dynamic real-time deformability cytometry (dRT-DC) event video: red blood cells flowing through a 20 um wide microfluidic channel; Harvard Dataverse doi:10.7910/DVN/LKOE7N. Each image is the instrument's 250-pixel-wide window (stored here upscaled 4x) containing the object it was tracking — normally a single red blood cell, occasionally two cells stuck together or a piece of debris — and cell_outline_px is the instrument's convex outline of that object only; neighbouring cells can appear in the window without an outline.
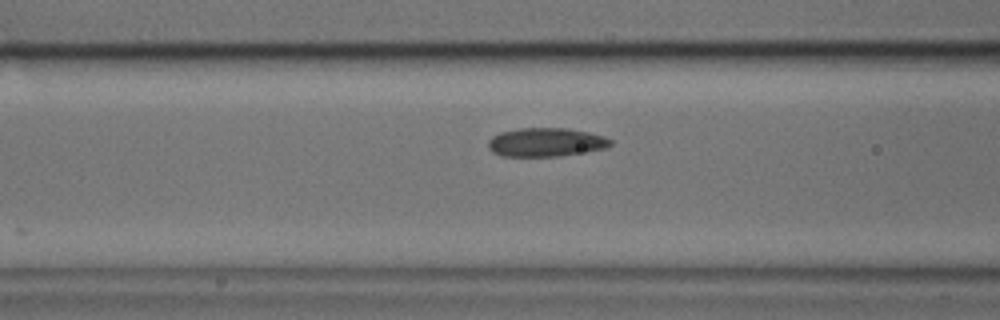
{"species": "common noctule bat (a hibernating species)", "species_latin": "Nyctalus noctula", "temperature_condition": "cold", "stored_images_in_passage": 7, "camera_frame_rate_fps": 3000, "um_per_image_px": 0.085, "animal": {"sex": "male", "body_mass_g": 17.9, "forearm_length_mm": 54.2}, "frame": {"image": 1, "passage_image": 5, "time_ms": 1.333, "image_size_px": [1000, 320], "cell_outline_px": [[612, 144], [604, 148], [560, 156], [500, 156], [492, 152], [488, 148], [488, 140], [492, 136], [500, 132], [520, 128], [568, 128], [588, 132], [604, 136], [612, 140]], "centroid_in_image_um": [46.36, 12.08], "position_along_channel_um": 120.2, "area_um2": 20.46}}